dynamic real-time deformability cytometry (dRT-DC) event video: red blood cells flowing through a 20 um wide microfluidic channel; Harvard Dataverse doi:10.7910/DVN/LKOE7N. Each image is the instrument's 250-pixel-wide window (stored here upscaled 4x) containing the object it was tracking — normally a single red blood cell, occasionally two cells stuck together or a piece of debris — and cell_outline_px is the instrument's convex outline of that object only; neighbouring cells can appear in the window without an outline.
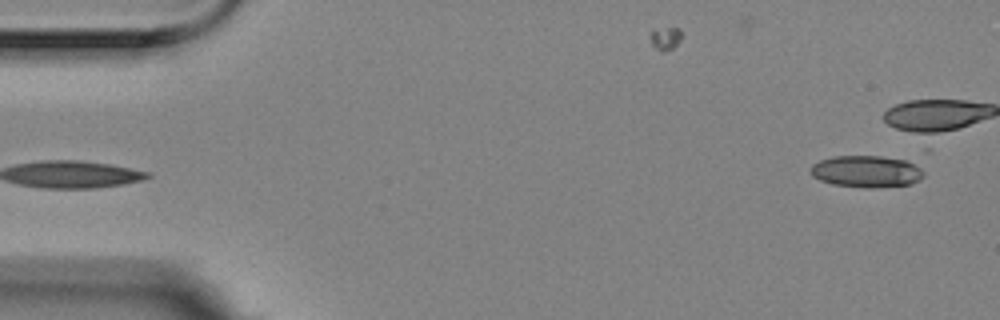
{"species": "Egyptian fruit bat (a non-hibernating species)", "species_latin": "Rousettus aegyptiacus", "temperature_condition": "room temperature", "stored_images_in_passage": 4, "segment_of_instrument_passage": [2, 2], "camera_frame_rate_fps": 3000, "um_per_image_px": 0.085, "animal": {"sex": "female"}, "frame": {"image": 1, "passage_image": 4, "time_ms": 1.0, "image_size_px": [1000, 320], "cell_outline_px": [[924, 176], [920, 180], [912, 184], [876, 188], [864, 188], [832, 184], [820, 180], [812, 176], [812, 164], [820, 160], [832, 156], [880, 156], [904, 160], [920, 168], [924, 172]], "centroid_in_image_um": [73.65, 14.59], "position_along_channel_um": 11.4, "area_um2": 20.98}}